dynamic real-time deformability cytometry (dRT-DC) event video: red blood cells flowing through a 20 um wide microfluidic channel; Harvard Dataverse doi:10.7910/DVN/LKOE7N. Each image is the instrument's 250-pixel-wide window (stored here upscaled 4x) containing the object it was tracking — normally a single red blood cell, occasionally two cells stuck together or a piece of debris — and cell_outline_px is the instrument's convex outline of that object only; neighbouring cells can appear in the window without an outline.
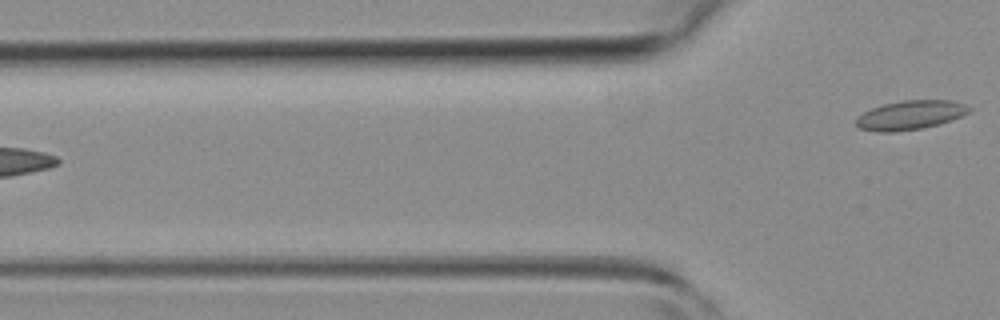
{"species": "common noctule bat (a hibernating species)", "species_latin": "Nyctalus noctula", "temperature_condition": "room temperature", "stored_images_in_passage": 3, "camera_frame_rate_fps": 3000, "um_per_image_px": 0.085, "animal": {"sex": "female", "body_mass_g": 19.3, "forearm_length_mm": 54.1}, "frame": {"image": 1, "passage_image": 3, "time_ms": 2.333, "image_size_px": [1000, 320], "cell_outline_px": [[972, 108], [968, 112], [960, 116], [940, 124], [920, 128], [892, 132], [876, 132], [860, 128], [856, 124], [856, 120], [864, 112], [872, 108], [884, 104], [904, 100], [948, 100], [964, 104]], "centroid_in_image_um": [77.37, 9.78], "position_along_channel_um": 48.4, "area_um2": 18.84}}